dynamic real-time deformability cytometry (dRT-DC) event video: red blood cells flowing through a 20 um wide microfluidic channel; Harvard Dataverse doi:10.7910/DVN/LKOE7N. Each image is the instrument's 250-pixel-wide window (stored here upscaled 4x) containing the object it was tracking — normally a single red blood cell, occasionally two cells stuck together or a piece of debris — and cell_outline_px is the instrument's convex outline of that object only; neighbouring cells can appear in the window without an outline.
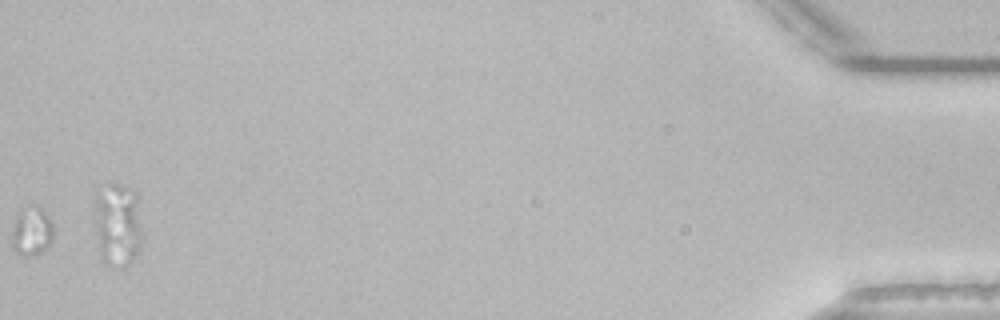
{"species": "common noctule bat (a hibernating species)", "species_latin": "Nyctalus noctula", "temperature_condition": "room temperature", "stored_images_in_passage": 42, "segment_of_instrument_passage": [3, 3], "camera_frame_rate_fps": 3000, "um_per_image_px": 0.085, "animal": {"sex": "male", "body_mass_g": 21.5, "forearm_length_mm": 52.0}, "frame": {"image": 1, "passage_image": 42, "time_ms": 13.667, "image_size_px": [1000, 320], "cell_outline_px": [[140, 248], [136, 256], [124, 268], [104, 268], [100, 260], [96, 232], [96, 192], [108, 184], [120, 184], [132, 188], [136, 192], [140, 228]], "centroid_in_image_um": [9.97, 19.17], "position_along_channel_um": 425.2, "area_um2": 23.52}}